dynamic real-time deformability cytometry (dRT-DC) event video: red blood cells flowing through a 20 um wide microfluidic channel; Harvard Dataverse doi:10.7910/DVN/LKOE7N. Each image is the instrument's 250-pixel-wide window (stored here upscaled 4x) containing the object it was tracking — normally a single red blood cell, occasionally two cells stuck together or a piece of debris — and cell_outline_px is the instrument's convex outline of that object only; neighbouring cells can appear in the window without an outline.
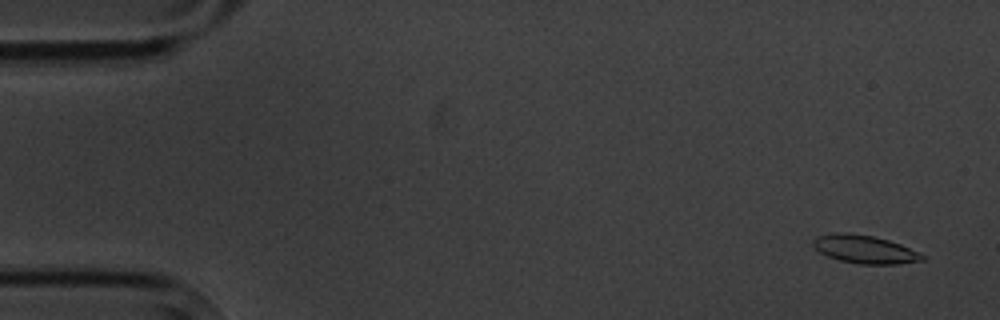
{"species": "common noctule bat (a hibernating species)", "species_latin": "Nyctalus noctula", "temperature_condition": "cold", "stored_images_in_passage": 7, "camera_frame_rate_fps": 3000, "um_per_image_px": 0.085, "animal": {"sex": "male", "body_mass_g": 20.1, "forearm_length_mm": 53.5}, "frame": {"image": 1, "passage_image": 1, "time_ms": 0.0, "image_size_px": [1000, 320], "cell_outline_px": [[924, 260], [900, 264], [860, 264], [840, 260], [828, 256], [820, 252], [812, 244], [812, 240], [816, 236], [836, 232], [848, 232], [872, 236], [888, 240], [900, 244], [920, 252], [924, 256]], "centroid_in_image_um": [73.5, 21.18], "position_along_channel_um": 11.5, "area_um2": 17.92}}
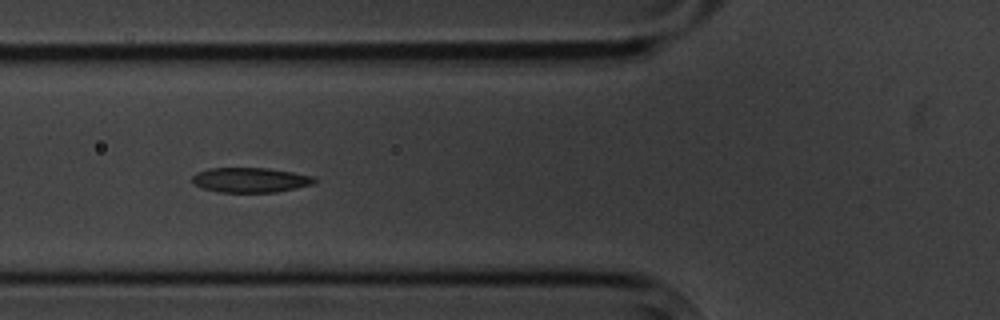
{"frame": {"image": 2, "passage_image": 6, "time_ms": 6.0, "image_size_px": [1000, 320], "cell_outline_px": [[316, 180], [312, 184], [296, 188], [276, 192], [220, 192], [200, 188], [192, 180], [192, 176], [196, 172], [208, 168], [268, 168], [316, 176]], "centroid_in_image_um": [21.27, 15.29], "position_along_channel_um": 104.5, "area_um2": 17.74}}
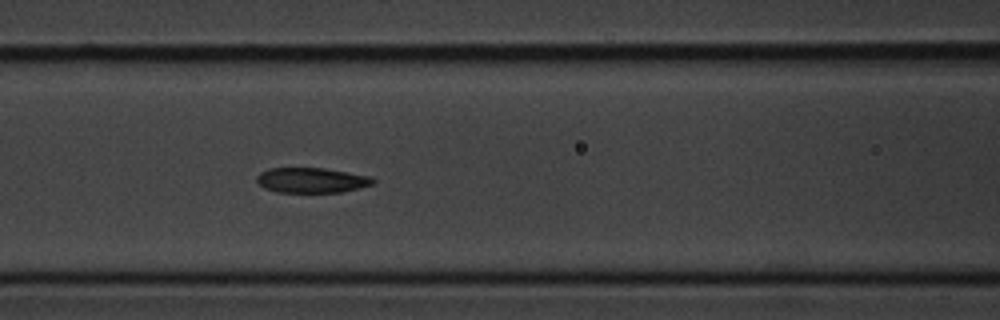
{"frame": {"image": 3, "passage_image": 7, "time_ms": 7.0, "image_size_px": [1000, 320], "cell_outline_px": [[376, 180], [372, 184], [340, 192], [276, 192], [264, 188], [256, 180], [256, 176], [260, 172], [268, 168], [324, 168], [348, 172], [368, 176]], "centroid_in_image_um": [26.43, 15.31], "position_along_channel_um": 140.2, "area_um2": 16.88}}